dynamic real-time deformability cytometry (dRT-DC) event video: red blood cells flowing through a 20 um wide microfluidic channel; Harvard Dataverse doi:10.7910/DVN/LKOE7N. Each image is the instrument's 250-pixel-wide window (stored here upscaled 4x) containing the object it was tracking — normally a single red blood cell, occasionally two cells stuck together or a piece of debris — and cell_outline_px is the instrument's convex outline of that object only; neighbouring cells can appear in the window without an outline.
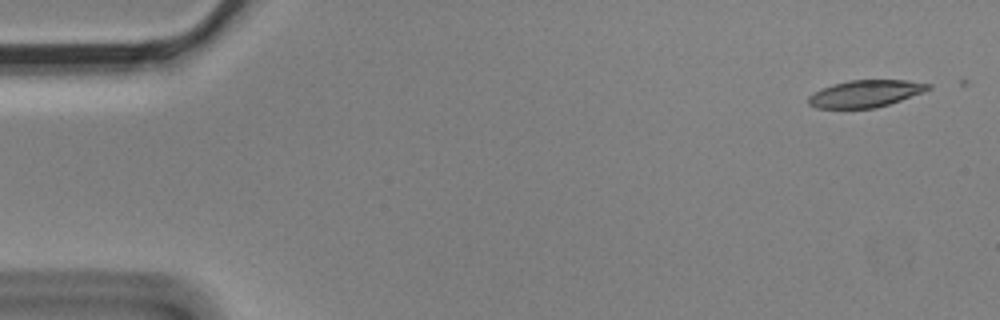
{"species": "Egyptian fruit bat (a non-hibernating species)", "species_latin": "Rousettus aegyptiacus", "temperature_condition": "cold", "stored_images_in_passage": 6, "camera_frame_rate_fps": 3000, "um_per_image_px": 0.085, "animal": {"sex": "male"}, "frame": {"image": 1, "passage_image": 1, "time_ms": 0.0, "image_size_px": [1000, 320], "cell_outline_px": [[932, 88], [900, 100], [876, 108], [816, 108], [808, 104], [808, 96], [812, 92], [820, 88], [832, 84], [848, 80], [908, 80], [932, 84]], "centroid_in_image_um": [73.52, 7.95], "position_along_channel_um": 11.5, "area_um2": 18.96}}
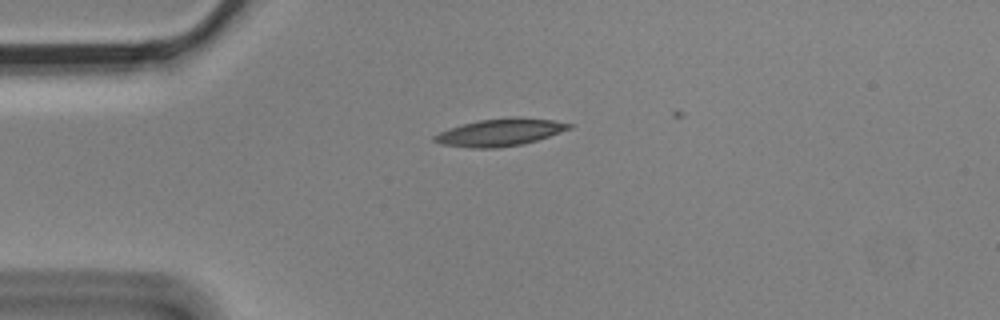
{"frame": {"image": 2, "passage_image": 4, "time_ms": 1.0, "image_size_px": [1000, 320], "cell_outline_px": [[576, 124], [572, 128], [524, 144], [496, 148], [472, 148], [440, 144], [432, 140], [432, 136], [440, 132], [464, 124], [480, 120], [508, 116], [512, 116], [552, 120]], "centroid_in_image_um": [42.53, 11.24], "position_along_channel_um": 42.5, "area_um2": 21.44}}